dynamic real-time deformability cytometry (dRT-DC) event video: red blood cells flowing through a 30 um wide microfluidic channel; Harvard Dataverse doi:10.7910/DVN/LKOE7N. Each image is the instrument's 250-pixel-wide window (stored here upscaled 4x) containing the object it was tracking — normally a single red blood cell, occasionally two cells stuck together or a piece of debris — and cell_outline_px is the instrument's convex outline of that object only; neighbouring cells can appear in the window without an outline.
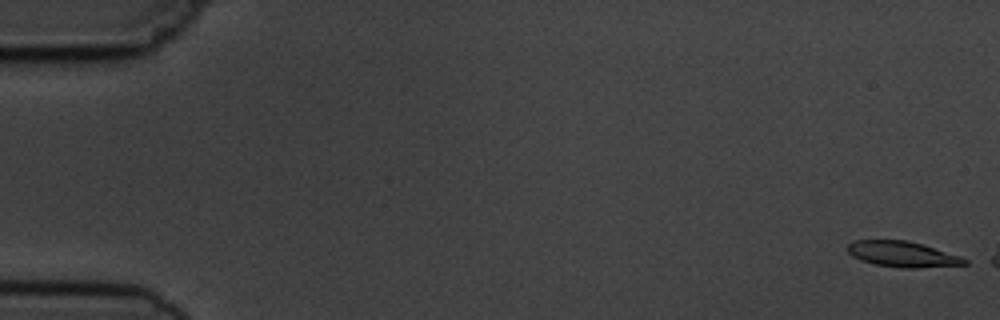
{"species": "common noctule bat (a hibernating species)", "species_latin": "Nyctalus noctula", "temperature_condition": "cold", "stored_images_in_passage": 3, "camera_frame_rate_fps": 3000, "um_per_image_px": 0.085, "animal": {"sex": "male", "body_mass_g": 19.5, "forearm_length_mm": 54.6}, "frame": {"image": 1, "passage_image": 1, "time_ms": 0.0, "image_size_px": [1000, 320], "cell_outline_px": [[968, 264], [916, 268], [900, 268], [876, 264], [860, 260], [852, 256], [848, 252], [848, 244], [856, 240], [908, 240], [960, 256], [968, 260]], "centroid_in_image_um": [76.7, 21.61], "position_along_channel_um": 8.3, "area_um2": 17.34}}